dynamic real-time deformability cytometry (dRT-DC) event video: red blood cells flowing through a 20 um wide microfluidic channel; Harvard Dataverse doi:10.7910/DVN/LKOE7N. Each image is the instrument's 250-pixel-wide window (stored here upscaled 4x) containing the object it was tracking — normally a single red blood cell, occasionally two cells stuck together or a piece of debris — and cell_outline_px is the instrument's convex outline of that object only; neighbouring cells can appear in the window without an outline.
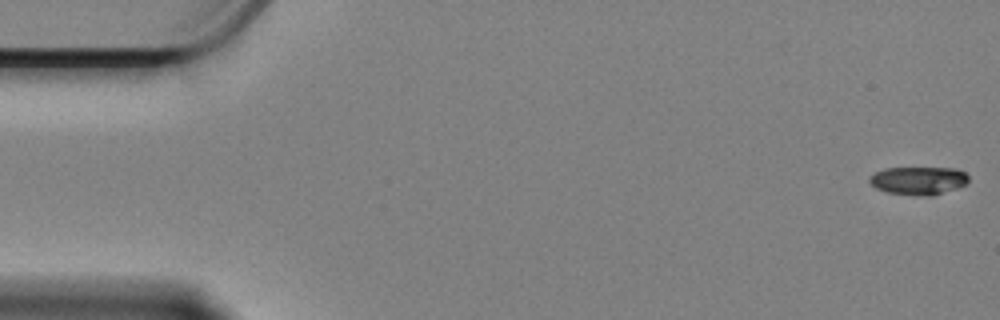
{"species": "Egyptian fruit bat (a non-hibernating species)", "species_latin": "Rousettus aegyptiacus", "temperature_condition": "cold", "stored_images_in_passage": 59, "camera_frame_rate_fps": 3000, "um_per_image_px": 0.085, "animal": {"sex": "female"}, "frame": {"image": 1, "passage_image": 1, "time_ms": 0.0, "image_size_px": [1000, 320], "cell_outline_px": [[968, 184], [932, 196], [928, 196], [888, 192], [876, 188], [868, 180], [868, 176], [884, 168], [956, 168], [964, 172], [968, 176]], "centroid_in_image_um": [78.08, 15.34], "position_along_channel_um": 6.9, "area_um2": 16.13}}
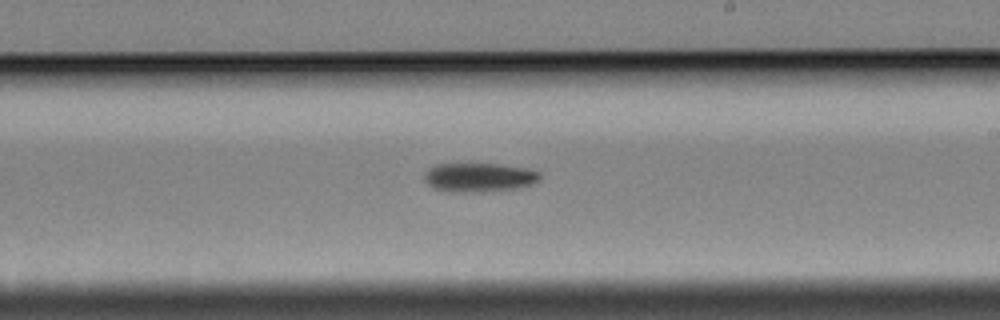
{"frame": {"image": 2, "passage_image": 34, "time_ms": 11.0, "image_size_px": [1000, 320], "cell_outline_px": [[540, 176], [532, 184], [520, 188], [492, 192], [444, 192], [432, 188], [424, 180], [424, 172], [428, 168], [436, 164], [500, 164], [528, 168], [540, 172]], "centroid_in_image_um": [40.69, 15.09], "position_along_channel_um": 248.3, "area_um2": 20.0}}
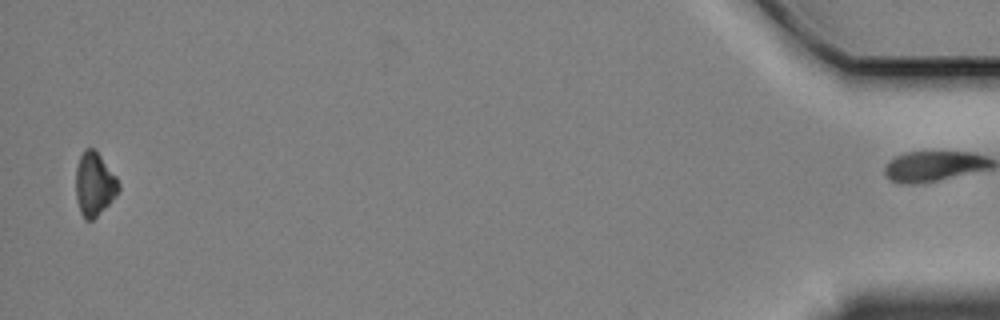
{"frame": {"image": 3, "passage_image": 58, "time_ms": 19.0, "image_size_px": [1000, 320], "cell_outline_px": [[120, 188], [116, 196], [92, 220], [84, 220], [80, 212], [76, 200], [76, 168], [80, 156], [84, 148], [92, 148], [100, 156], [116, 176], [120, 184]], "centroid_in_image_um": [8.01, 15.66], "position_along_channel_um": 427.2, "area_um2": 15.72}, "authors_computed_cell_mechanics": {"area_um2": 18.2648, "velocity_mm_per_s": 3.3685, "shape_relaxation_time_tau1_ms": 2.6121, "shape_relaxation_time_tau2_ms": null, "deformation_change_tau1": 0.1046, "deformation_change_tau2": null}}